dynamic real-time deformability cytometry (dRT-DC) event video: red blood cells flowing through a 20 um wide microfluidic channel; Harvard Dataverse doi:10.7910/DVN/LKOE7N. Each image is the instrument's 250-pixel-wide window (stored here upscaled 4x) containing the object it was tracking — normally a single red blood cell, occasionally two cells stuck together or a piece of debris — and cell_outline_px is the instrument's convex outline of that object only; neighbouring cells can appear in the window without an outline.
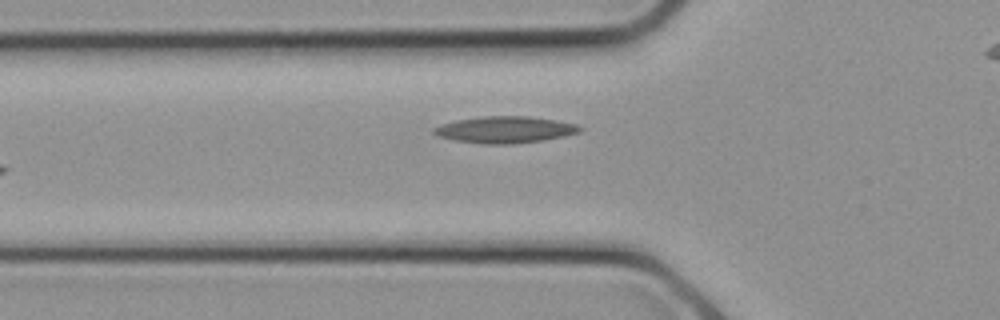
{"species": "common noctule bat (a hibernating species)", "species_latin": "Nyctalus noctula", "temperature_condition": "cold", "stored_images_in_passage": 4, "camera_frame_rate_fps": 3000, "um_per_image_px": 0.085, "animal": {"sex": "female", "body_mass_g": 21.9}, "frame": {"image": 1, "passage_image": 2, "time_ms": 0.333, "image_size_px": [1000, 320], "cell_outline_px": [[584, 128], [580, 132], [564, 136], [544, 140], [512, 144], [484, 144], [456, 140], [440, 136], [432, 132], [432, 128], [440, 124], [456, 120], [484, 116], [528, 116], [556, 120], [576, 124]], "centroid_in_image_um": [42.94, 11.02], "position_along_channel_um": 82.9, "area_um2": 22.66}}
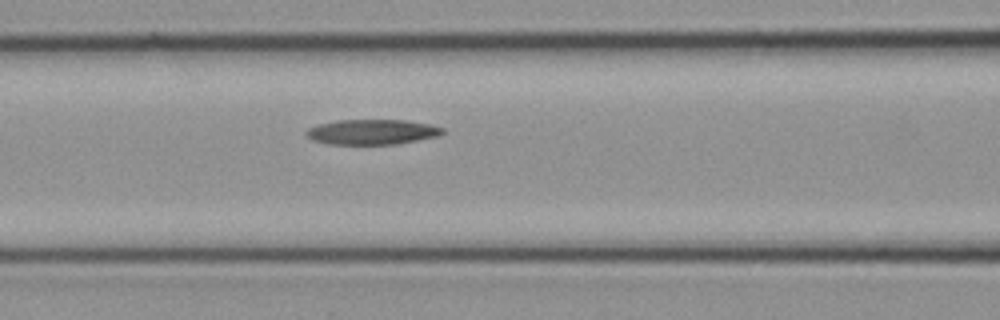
{"frame": {"image": 2, "passage_image": 4, "time_ms": 1.0, "image_size_px": [1000, 320], "cell_outline_px": [[444, 132], [436, 136], [396, 144], [328, 144], [312, 140], [304, 132], [308, 128], [320, 124], [336, 120], [404, 120], [428, 124], [444, 128]], "centroid_in_image_um": [31.58, 11.21], "position_along_channel_um": 135.0, "area_um2": 19.77}}